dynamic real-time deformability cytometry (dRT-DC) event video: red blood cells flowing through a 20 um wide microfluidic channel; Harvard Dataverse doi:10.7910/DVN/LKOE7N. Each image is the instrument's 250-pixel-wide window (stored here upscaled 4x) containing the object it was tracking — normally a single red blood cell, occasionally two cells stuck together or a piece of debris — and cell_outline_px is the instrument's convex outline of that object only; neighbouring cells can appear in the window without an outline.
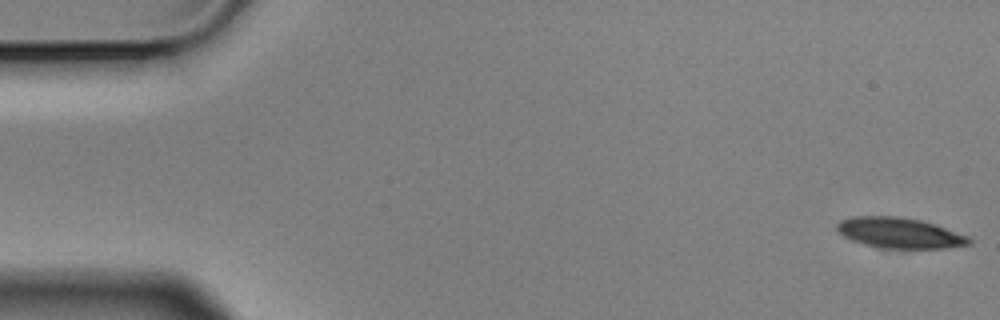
{"species": "Egyptian fruit bat (a non-hibernating species)", "species_latin": "Rousettus aegyptiacus", "temperature_condition": "cold", "stored_images_in_passage": 57, "camera_frame_rate_fps": 3000, "um_per_image_px": 0.085, "animal": {"sex": "male"}, "frame": {"image": 1, "passage_image": 1, "time_ms": 0.0, "image_size_px": [1000, 320], "cell_outline_px": [[972, 244], [944, 248], [884, 248], [864, 244], [852, 240], [844, 236], [836, 228], [836, 224], [840, 220], [852, 216], [900, 216], [920, 220], [968, 236], [972, 240]], "centroid_in_image_um": [76.44, 19.79], "position_along_channel_um": 8.6, "area_um2": 23.29}}
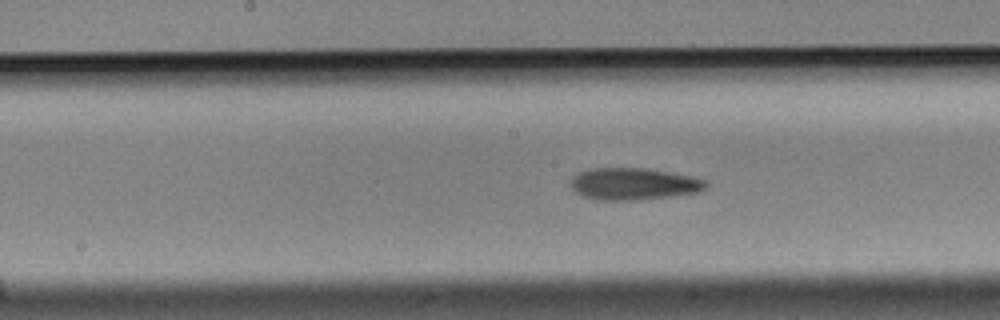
{"frame": {"image": 2, "passage_image": 28, "time_ms": 9.0, "image_size_px": [1000, 320], "cell_outline_px": [[708, 188], [700, 192], [672, 196], [640, 200], [600, 200], [584, 196], [576, 192], [572, 188], [572, 176], [588, 168], [644, 168], [696, 176], [708, 180]], "centroid_in_image_um": [53.95, 15.63], "position_along_channel_um": 194.3, "area_um2": 25.49}}
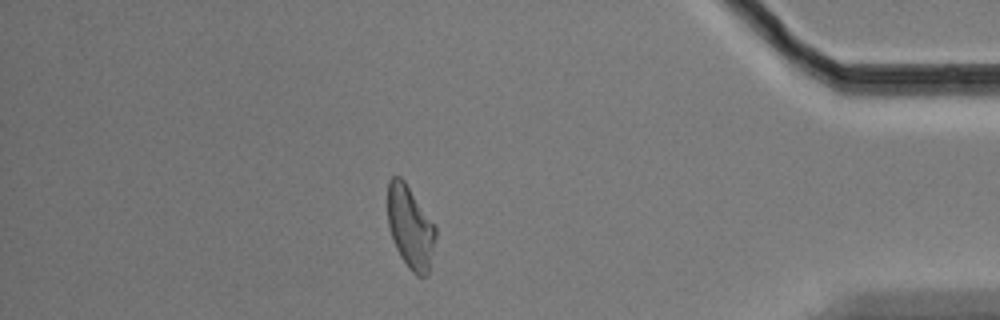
{"frame": {"image": 3, "passage_image": 49, "time_ms": 16.0, "image_size_px": [1000, 320], "cell_outline_px": [[436, 236], [428, 276], [416, 276], [408, 268], [400, 256], [392, 240], [388, 224], [388, 180], [392, 176], [400, 176], [404, 180], [436, 228]], "centroid_in_image_um": [34.86, 19.34], "position_along_channel_um": 400.3, "area_um2": 23.0}, "authors_computed_cell_mechanics": {"area_um2": 24.4494, "velocity_mm_per_s": 3.5162, "shape_relaxation_time_tau1_ms": 4.2582, "shape_relaxation_time_tau2_ms": 4.2427, "deformation_change_tau1": 0.1777, "deformation_change_tau2": 0.1319}}